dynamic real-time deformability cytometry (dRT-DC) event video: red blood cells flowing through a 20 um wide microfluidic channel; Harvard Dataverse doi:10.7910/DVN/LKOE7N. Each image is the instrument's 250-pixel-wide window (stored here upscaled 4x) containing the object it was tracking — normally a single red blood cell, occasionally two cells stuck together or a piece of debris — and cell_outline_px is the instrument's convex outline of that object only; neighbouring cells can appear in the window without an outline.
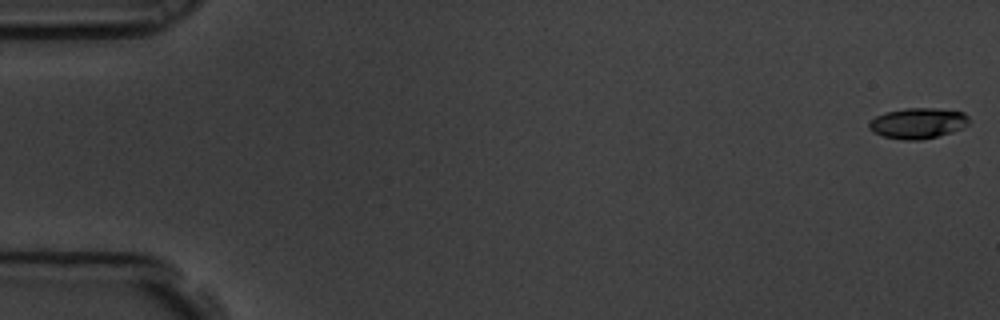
{"species": "common noctule bat (a hibernating species)", "species_latin": "Nyctalus noctula", "temperature_condition": "room temperature", "stored_images_in_passage": 6, "camera_frame_rate_fps": 3000, "um_per_image_px": 0.085, "animal": {"sex": "male", "body_mass_g": 19.5, "forearm_length_mm": 54.6}, "frame": {"image": 1, "passage_image": 1, "time_ms": 0.0, "image_size_px": [1000, 320], "cell_outline_px": [[968, 124], [964, 128], [952, 132], [920, 140], [904, 140], [884, 136], [872, 132], [868, 128], [868, 124], [876, 116], [884, 112], [904, 108], [936, 108], [964, 112], [968, 116]], "centroid_in_image_um": [78.02, 10.46], "position_along_channel_um": 7.0, "area_um2": 17.92}}
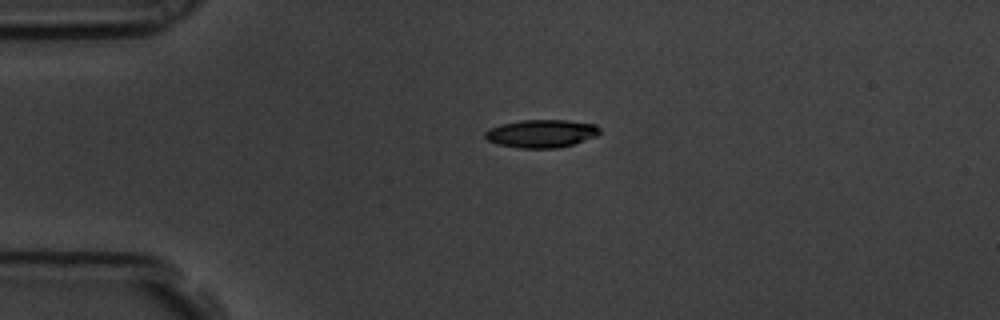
{"frame": {"image": 2, "passage_image": 5, "time_ms": 1.333, "image_size_px": [1000, 320], "cell_outline_px": [[600, 132], [596, 136], [572, 144], [556, 148], [516, 148], [496, 144], [488, 140], [484, 136], [484, 132], [488, 128], [500, 124], [520, 120], [568, 120], [596, 124], [600, 128]], "centroid_in_image_um": [45.98, 11.34], "position_along_channel_um": 39.0, "area_um2": 18.84}}